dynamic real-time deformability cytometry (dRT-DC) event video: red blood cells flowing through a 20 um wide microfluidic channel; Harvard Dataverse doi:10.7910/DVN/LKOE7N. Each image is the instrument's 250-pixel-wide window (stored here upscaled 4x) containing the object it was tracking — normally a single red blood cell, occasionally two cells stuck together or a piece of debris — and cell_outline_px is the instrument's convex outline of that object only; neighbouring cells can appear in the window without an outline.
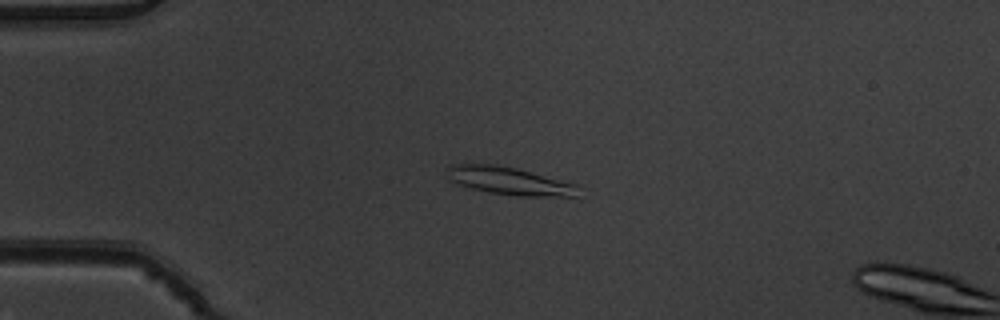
{"species": "common noctule bat (a hibernating species)", "species_latin": "Nyctalus noctula", "temperature_condition": "warm", "stored_images_in_passage": 4, "camera_frame_rate_fps": 3000, "um_per_image_px": 0.085, "animal": {"sex": "male", "body_mass_g": 19.5, "forearm_length_mm": 54.6}, "frame": {"image": 1, "passage_image": 3, "time_ms": 0.667, "image_size_px": [1000, 320], "cell_outline_px": [[580, 184], [576, 196], [516, 196], [488, 192], [472, 188], [460, 184], [452, 180], [448, 176], [448, 164], [496, 164], [516, 168]], "centroid_in_image_um": [43.35, 15.37], "position_along_channel_um": 41.6, "area_um2": 21.21}}